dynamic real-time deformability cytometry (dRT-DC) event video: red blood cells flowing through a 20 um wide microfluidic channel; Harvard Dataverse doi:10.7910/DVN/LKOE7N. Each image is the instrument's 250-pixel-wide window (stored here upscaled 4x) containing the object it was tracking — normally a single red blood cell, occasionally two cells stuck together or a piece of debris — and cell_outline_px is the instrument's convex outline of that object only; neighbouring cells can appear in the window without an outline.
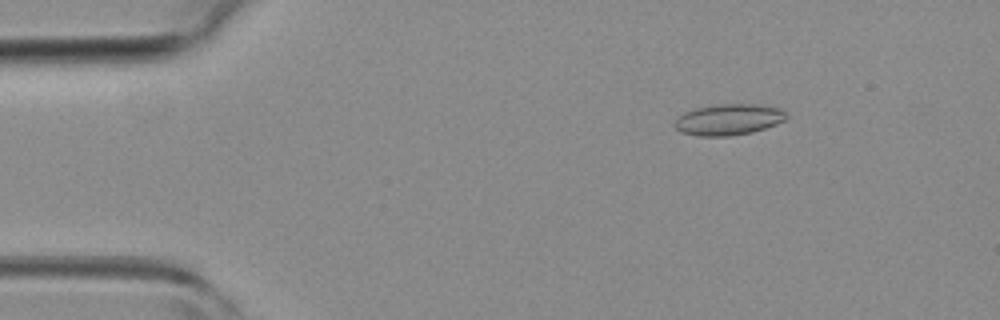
{"species": "common noctule bat (a hibernating species)", "species_latin": "Nyctalus noctula", "temperature_condition": "room temperature", "stored_images_in_passage": 5, "camera_frame_rate_fps": 3000, "um_per_image_px": 0.085, "animal": {"sex": "female", "body_mass_g": 19.3, "forearm_length_mm": 54.1}, "frame": {"image": 1, "passage_image": 2, "time_ms": 1.0, "image_size_px": [1000, 320], "cell_outline_px": [[788, 116], [784, 120], [776, 124], [752, 132], [728, 136], [696, 136], [680, 132], [672, 124], [684, 112], [696, 108], [712, 104], [760, 104], [780, 108]], "centroid_in_image_um": [61.9, 10.15], "position_along_channel_um": 23.1, "area_um2": 20.35}}
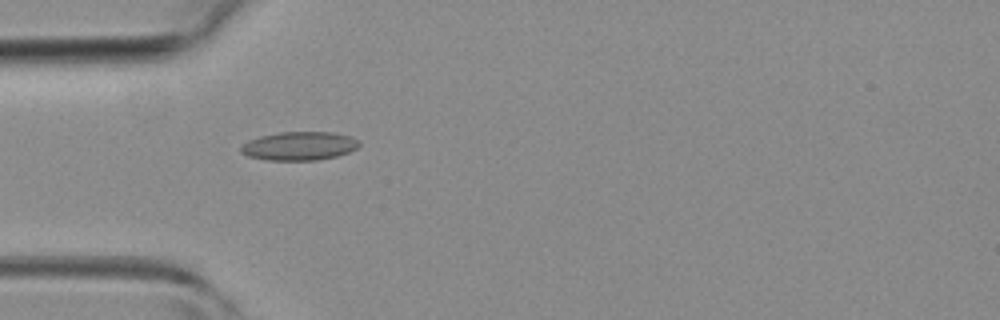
{"frame": {"image": 2, "passage_image": 4, "time_ms": 3.333, "image_size_px": [1000, 320], "cell_outline_px": [[360, 144], [356, 148], [348, 152], [336, 156], [316, 160], [268, 160], [248, 156], [240, 152], [240, 148], [248, 140], [260, 136], [280, 132], [332, 132], [352, 136], [360, 140]], "centroid_in_image_um": [25.45, 12.4], "position_along_channel_um": 59.5, "area_um2": 19.71}}
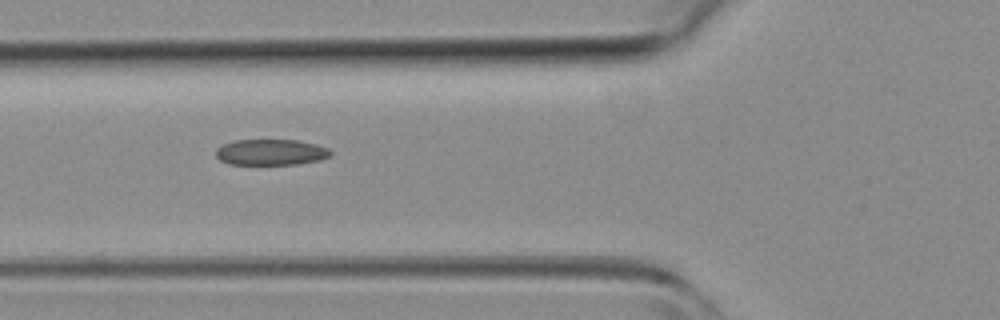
{"frame": {"image": 3, "passage_image": 5, "time_ms": 4.333, "image_size_px": [1000, 320], "cell_outline_px": [[332, 152], [328, 156], [320, 160], [296, 164], [228, 164], [220, 160], [216, 156], [216, 148], [224, 144], [236, 140], [300, 140], [316, 144], [328, 148]], "centroid_in_image_um": [23.02, 12.93], "position_along_channel_um": 102.8, "area_um2": 17.28}}